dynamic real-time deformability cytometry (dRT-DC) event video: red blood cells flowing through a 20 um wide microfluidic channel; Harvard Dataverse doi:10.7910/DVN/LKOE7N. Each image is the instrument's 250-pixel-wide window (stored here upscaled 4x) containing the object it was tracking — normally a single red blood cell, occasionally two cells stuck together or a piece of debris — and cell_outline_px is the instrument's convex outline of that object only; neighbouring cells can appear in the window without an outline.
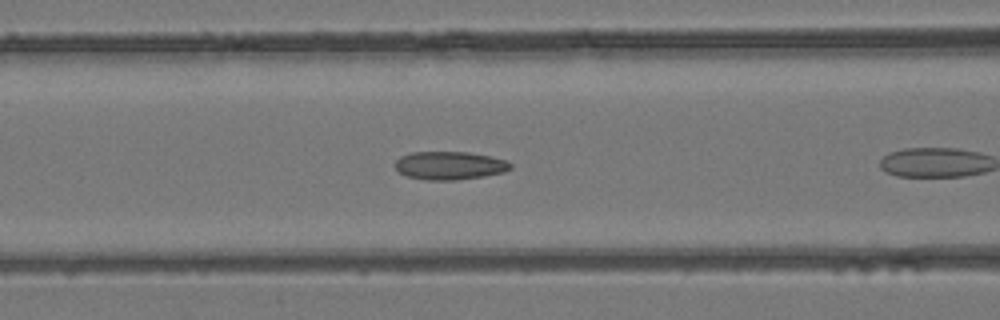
{"species": "common noctule bat (a hibernating species)", "species_latin": "Nyctalus noctula", "temperature_condition": "room temperature", "stored_images_in_passage": 22, "camera_frame_rate_fps": 3000, "um_per_image_px": 0.085, "animal": {"sex": "female", "body_mass_g": 24.6, "forearm_length_mm": 56.2}, "frame": {"image": 1, "passage_image": 7, "time_ms": 2.0, "image_size_px": [1000, 320], "cell_outline_px": [[512, 168], [504, 172], [484, 176], [456, 180], [428, 180], [408, 176], [400, 172], [396, 168], [396, 160], [400, 156], [412, 152], [468, 152], [508, 160], [512, 164]], "centroid_in_image_um": [38.25, 14.07], "position_along_channel_um": 128.3, "area_um2": 18.9}}